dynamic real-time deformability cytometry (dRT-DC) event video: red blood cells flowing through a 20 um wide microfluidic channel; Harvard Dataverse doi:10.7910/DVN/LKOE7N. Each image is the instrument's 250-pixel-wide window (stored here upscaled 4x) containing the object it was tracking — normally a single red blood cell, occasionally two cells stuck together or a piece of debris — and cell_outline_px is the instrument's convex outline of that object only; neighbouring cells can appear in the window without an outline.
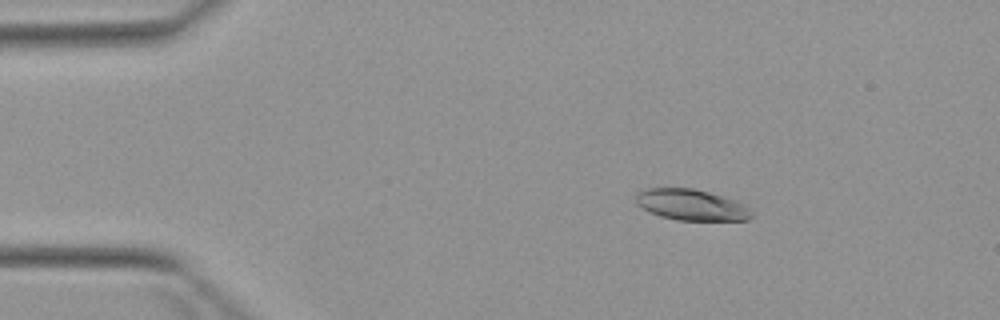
{"species": "Egyptian fruit bat (a non-hibernating species)", "species_latin": "Rousettus aegyptiacus", "temperature_condition": "warm", "stored_images_in_passage": 4, "camera_frame_rate_fps": 3000, "um_per_image_px": 0.085, "animal": {"sex": "female"}, "frame": {"image": 1, "passage_image": 3, "time_ms": 2.333, "image_size_px": [1000, 320], "cell_outline_px": [[752, 216], [748, 220], [676, 220], [660, 216], [636, 204], [636, 192], [648, 188], [692, 188], [708, 192], [736, 200], [752, 212]], "centroid_in_image_um": [58.74, 17.41], "position_along_channel_um": 26.3, "area_um2": 20.69}}